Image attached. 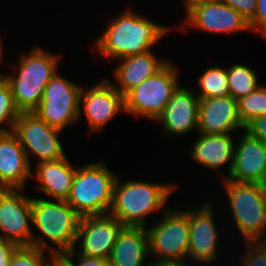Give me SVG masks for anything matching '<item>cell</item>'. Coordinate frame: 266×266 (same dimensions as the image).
I'll return each mask as SVG.
<instances>
[{"label": "cell", "instance_id": "e575fe53", "mask_svg": "<svg viewBox=\"0 0 266 266\" xmlns=\"http://www.w3.org/2000/svg\"><path fill=\"white\" fill-rule=\"evenodd\" d=\"M185 4L186 13L195 5L199 4L202 0H183Z\"/></svg>", "mask_w": 266, "mask_h": 266}, {"label": "cell", "instance_id": "d590c367", "mask_svg": "<svg viewBox=\"0 0 266 266\" xmlns=\"http://www.w3.org/2000/svg\"><path fill=\"white\" fill-rule=\"evenodd\" d=\"M187 262H175V263H166V264H162L160 266H189V264ZM194 264L192 263V266Z\"/></svg>", "mask_w": 266, "mask_h": 266}, {"label": "cell", "instance_id": "3957f363", "mask_svg": "<svg viewBox=\"0 0 266 266\" xmlns=\"http://www.w3.org/2000/svg\"><path fill=\"white\" fill-rule=\"evenodd\" d=\"M117 177L109 215L124 226L147 227L145 217L164 208L172 192L178 187L173 183H152L139 180L122 182Z\"/></svg>", "mask_w": 266, "mask_h": 266}, {"label": "cell", "instance_id": "7402d4cb", "mask_svg": "<svg viewBox=\"0 0 266 266\" xmlns=\"http://www.w3.org/2000/svg\"><path fill=\"white\" fill-rule=\"evenodd\" d=\"M198 136L200 137L197 138L191 150V159L212 170H217L228 164V175L225 176L227 178L234 158V144H236L234 137H231V134L202 133H198Z\"/></svg>", "mask_w": 266, "mask_h": 266}, {"label": "cell", "instance_id": "603a6c76", "mask_svg": "<svg viewBox=\"0 0 266 266\" xmlns=\"http://www.w3.org/2000/svg\"><path fill=\"white\" fill-rule=\"evenodd\" d=\"M149 254L146 227L124 226L108 260L110 266H142Z\"/></svg>", "mask_w": 266, "mask_h": 266}, {"label": "cell", "instance_id": "ac0fdd59", "mask_svg": "<svg viewBox=\"0 0 266 266\" xmlns=\"http://www.w3.org/2000/svg\"><path fill=\"white\" fill-rule=\"evenodd\" d=\"M245 129L238 114V101L232 96L200 99L198 133L230 134Z\"/></svg>", "mask_w": 266, "mask_h": 266}, {"label": "cell", "instance_id": "5bb4252c", "mask_svg": "<svg viewBox=\"0 0 266 266\" xmlns=\"http://www.w3.org/2000/svg\"><path fill=\"white\" fill-rule=\"evenodd\" d=\"M124 227L109 214L82 216L75 248L86 256L109 259L118 234ZM77 245V246H76Z\"/></svg>", "mask_w": 266, "mask_h": 266}, {"label": "cell", "instance_id": "4fadbf2b", "mask_svg": "<svg viewBox=\"0 0 266 266\" xmlns=\"http://www.w3.org/2000/svg\"><path fill=\"white\" fill-rule=\"evenodd\" d=\"M211 207L207 201L201 207L188 210L190 238L187 259L195 261L194 264H211L217 259L219 228L214 220L216 213Z\"/></svg>", "mask_w": 266, "mask_h": 266}, {"label": "cell", "instance_id": "ba28073f", "mask_svg": "<svg viewBox=\"0 0 266 266\" xmlns=\"http://www.w3.org/2000/svg\"><path fill=\"white\" fill-rule=\"evenodd\" d=\"M178 76L179 71L169 61L156 74L124 95L125 113L145 117L155 122L180 85Z\"/></svg>", "mask_w": 266, "mask_h": 266}, {"label": "cell", "instance_id": "44dd1931", "mask_svg": "<svg viewBox=\"0 0 266 266\" xmlns=\"http://www.w3.org/2000/svg\"><path fill=\"white\" fill-rule=\"evenodd\" d=\"M35 168V169H34ZM32 174L38 179L36 189L46 197L55 200H67L77 167L67 157L57 161L35 164Z\"/></svg>", "mask_w": 266, "mask_h": 266}, {"label": "cell", "instance_id": "7c38bea8", "mask_svg": "<svg viewBox=\"0 0 266 266\" xmlns=\"http://www.w3.org/2000/svg\"><path fill=\"white\" fill-rule=\"evenodd\" d=\"M110 79H103L91 85L82 87L79 98V118L84 114L88 121L89 133L101 131L115 116L124 111V96L115 88ZM83 105V106H82ZM83 108V109H82ZM107 123V124H106Z\"/></svg>", "mask_w": 266, "mask_h": 266}, {"label": "cell", "instance_id": "d6986e66", "mask_svg": "<svg viewBox=\"0 0 266 266\" xmlns=\"http://www.w3.org/2000/svg\"><path fill=\"white\" fill-rule=\"evenodd\" d=\"M27 155L13 131L0 133V189H23L32 176Z\"/></svg>", "mask_w": 266, "mask_h": 266}, {"label": "cell", "instance_id": "277c9868", "mask_svg": "<svg viewBox=\"0 0 266 266\" xmlns=\"http://www.w3.org/2000/svg\"><path fill=\"white\" fill-rule=\"evenodd\" d=\"M51 54L40 47H32L26 55L18 58V73L4 74L9 82L15 105L20 113L34 112L43 98L44 90L56 74L59 55Z\"/></svg>", "mask_w": 266, "mask_h": 266}, {"label": "cell", "instance_id": "d4e9b609", "mask_svg": "<svg viewBox=\"0 0 266 266\" xmlns=\"http://www.w3.org/2000/svg\"><path fill=\"white\" fill-rule=\"evenodd\" d=\"M227 76L230 96L237 101L261 86L257 83L256 72L243 64H233L230 68H227Z\"/></svg>", "mask_w": 266, "mask_h": 266}, {"label": "cell", "instance_id": "484cf974", "mask_svg": "<svg viewBox=\"0 0 266 266\" xmlns=\"http://www.w3.org/2000/svg\"><path fill=\"white\" fill-rule=\"evenodd\" d=\"M238 114L244 126L253 119L266 115V87L261 85L257 90L238 100Z\"/></svg>", "mask_w": 266, "mask_h": 266}, {"label": "cell", "instance_id": "7a4b0ae2", "mask_svg": "<svg viewBox=\"0 0 266 266\" xmlns=\"http://www.w3.org/2000/svg\"><path fill=\"white\" fill-rule=\"evenodd\" d=\"M32 225L39 234L31 238V246L53 253L57 258L64 252L75 248L81 216L66 202V200H47L31 198ZM44 236V237H43ZM54 244L49 246L44 239ZM56 245V246H55Z\"/></svg>", "mask_w": 266, "mask_h": 266}, {"label": "cell", "instance_id": "d6a6232c", "mask_svg": "<svg viewBox=\"0 0 266 266\" xmlns=\"http://www.w3.org/2000/svg\"><path fill=\"white\" fill-rule=\"evenodd\" d=\"M244 130H246L251 136L266 144V115L253 119L245 126Z\"/></svg>", "mask_w": 266, "mask_h": 266}, {"label": "cell", "instance_id": "1f68e13d", "mask_svg": "<svg viewBox=\"0 0 266 266\" xmlns=\"http://www.w3.org/2000/svg\"><path fill=\"white\" fill-rule=\"evenodd\" d=\"M251 31L260 32L266 39V0H257V11L249 22Z\"/></svg>", "mask_w": 266, "mask_h": 266}, {"label": "cell", "instance_id": "9a60e30c", "mask_svg": "<svg viewBox=\"0 0 266 266\" xmlns=\"http://www.w3.org/2000/svg\"><path fill=\"white\" fill-rule=\"evenodd\" d=\"M183 25L213 33L251 31L249 22L221 0H202L186 14ZM186 23V24H185Z\"/></svg>", "mask_w": 266, "mask_h": 266}, {"label": "cell", "instance_id": "6da1fadb", "mask_svg": "<svg viewBox=\"0 0 266 266\" xmlns=\"http://www.w3.org/2000/svg\"><path fill=\"white\" fill-rule=\"evenodd\" d=\"M106 27L95 43L96 49L104 57L116 59L152 50L171 28L154 23L130 10H125L110 20Z\"/></svg>", "mask_w": 266, "mask_h": 266}, {"label": "cell", "instance_id": "2e32d148", "mask_svg": "<svg viewBox=\"0 0 266 266\" xmlns=\"http://www.w3.org/2000/svg\"><path fill=\"white\" fill-rule=\"evenodd\" d=\"M235 144L234 158L226 179L240 183L266 186V144L251 136L246 130Z\"/></svg>", "mask_w": 266, "mask_h": 266}, {"label": "cell", "instance_id": "8d00e7d4", "mask_svg": "<svg viewBox=\"0 0 266 266\" xmlns=\"http://www.w3.org/2000/svg\"><path fill=\"white\" fill-rule=\"evenodd\" d=\"M2 39L0 37V62L2 61V56H3V50L4 48L2 47ZM3 48V49H2ZM5 73H0V77L3 76Z\"/></svg>", "mask_w": 266, "mask_h": 266}, {"label": "cell", "instance_id": "e0dca14e", "mask_svg": "<svg viewBox=\"0 0 266 266\" xmlns=\"http://www.w3.org/2000/svg\"><path fill=\"white\" fill-rule=\"evenodd\" d=\"M200 99L189 87L179 85L155 122H161L163 133L182 136L198 129Z\"/></svg>", "mask_w": 266, "mask_h": 266}, {"label": "cell", "instance_id": "ffe728a7", "mask_svg": "<svg viewBox=\"0 0 266 266\" xmlns=\"http://www.w3.org/2000/svg\"><path fill=\"white\" fill-rule=\"evenodd\" d=\"M118 61L120 63L113 70L118 84L113 83V85L123 96L142 81L156 74L169 62L158 58L151 50L127 56Z\"/></svg>", "mask_w": 266, "mask_h": 266}, {"label": "cell", "instance_id": "f1b7e54d", "mask_svg": "<svg viewBox=\"0 0 266 266\" xmlns=\"http://www.w3.org/2000/svg\"><path fill=\"white\" fill-rule=\"evenodd\" d=\"M244 243L247 253L240 256V266H266V243L264 241Z\"/></svg>", "mask_w": 266, "mask_h": 266}, {"label": "cell", "instance_id": "4316f807", "mask_svg": "<svg viewBox=\"0 0 266 266\" xmlns=\"http://www.w3.org/2000/svg\"><path fill=\"white\" fill-rule=\"evenodd\" d=\"M20 115L17 109L9 82L0 77V133L13 131L15 121ZM6 124V128L4 127ZM3 126V127H1Z\"/></svg>", "mask_w": 266, "mask_h": 266}, {"label": "cell", "instance_id": "cb8c5ba5", "mask_svg": "<svg viewBox=\"0 0 266 266\" xmlns=\"http://www.w3.org/2000/svg\"><path fill=\"white\" fill-rule=\"evenodd\" d=\"M199 92L196 94L199 99L212 97L229 96L227 69L224 67H208L198 78Z\"/></svg>", "mask_w": 266, "mask_h": 266}, {"label": "cell", "instance_id": "f546056e", "mask_svg": "<svg viewBox=\"0 0 266 266\" xmlns=\"http://www.w3.org/2000/svg\"><path fill=\"white\" fill-rule=\"evenodd\" d=\"M77 248H73L70 251L62 253L57 259L64 266H110L108 259L96 258L91 256H86L78 253ZM74 257H77V263H73Z\"/></svg>", "mask_w": 266, "mask_h": 266}, {"label": "cell", "instance_id": "83f0119b", "mask_svg": "<svg viewBox=\"0 0 266 266\" xmlns=\"http://www.w3.org/2000/svg\"><path fill=\"white\" fill-rule=\"evenodd\" d=\"M45 250L32 246H19L13 253L9 266H54L57 257L53 254H47L44 257ZM47 260V261H46Z\"/></svg>", "mask_w": 266, "mask_h": 266}, {"label": "cell", "instance_id": "836d02e7", "mask_svg": "<svg viewBox=\"0 0 266 266\" xmlns=\"http://www.w3.org/2000/svg\"><path fill=\"white\" fill-rule=\"evenodd\" d=\"M19 246L0 238V266H9L11 257Z\"/></svg>", "mask_w": 266, "mask_h": 266}, {"label": "cell", "instance_id": "4dcf8cb0", "mask_svg": "<svg viewBox=\"0 0 266 266\" xmlns=\"http://www.w3.org/2000/svg\"><path fill=\"white\" fill-rule=\"evenodd\" d=\"M238 11L248 22H250L257 11V0H221Z\"/></svg>", "mask_w": 266, "mask_h": 266}, {"label": "cell", "instance_id": "30bf717a", "mask_svg": "<svg viewBox=\"0 0 266 266\" xmlns=\"http://www.w3.org/2000/svg\"><path fill=\"white\" fill-rule=\"evenodd\" d=\"M13 132L19 139L30 165L32 164L29 157L31 152L39 159L35 161L37 164L66 157L58 137L62 131L49 126L34 112L20 113L15 121Z\"/></svg>", "mask_w": 266, "mask_h": 266}, {"label": "cell", "instance_id": "52a82bcc", "mask_svg": "<svg viewBox=\"0 0 266 266\" xmlns=\"http://www.w3.org/2000/svg\"><path fill=\"white\" fill-rule=\"evenodd\" d=\"M164 210L163 217L153 227H146L149 253L155 257L147 266L189 261L186 258L190 238L188 209L168 207Z\"/></svg>", "mask_w": 266, "mask_h": 266}, {"label": "cell", "instance_id": "5b68a950", "mask_svg": "<svg viewBox=\"0 0 266 266\" xmlns=\"http://www.w3.org/2000/svg\"><path fill=\"white\" fill-rule=\"evenodd\" d=\"M117 177L102 161L77 166L66 202L81 217L108 214Z\"/></svg>", "mask_w": 266, "mask_h": 266}, {"label": "cell", "instance_id": "8fae6325", "mask_svg": "<svg viewBox=\"0 0 266 266\" xmlns=\"http://www.w3.org/2000/svg\"><path fill=\"white\" fill-rule=\"evenodd\" d=\"M21 192L23 189H0V238L18 246H31V198Z\"/></svg>", "mask_w": 266, "mask_h": 266}, {"label": "cell", "instance_id": "9c48e42d", "mask_svg": "<svg viewBox=\"0 0 266 266\" xmlns=\"http://www.w3.org/2000/svg\"><path fill=\"white\" fill-rule=\"evenodd\" d=\"M82 87L56 72L47 84L40 105L34 113L49 126L63 131L79 118Z\"/></svg>", "mask_w": 266, "mask_h": 266}, {"label": "cell", "instance_id": "8992f818", "mask_svg": "<svg viewBox=\"0 0 266 266\" xmlns=\"http://www.w3.org/2000/svg\"><path fill=\"white\" fill-rule=\"evenodd\" d=\"M223 187L229 199L233 221L245 242L266 240V186L226 179Z\"/></svg>", "mask_w": 266, "mask_h": 266}]
</instances>
